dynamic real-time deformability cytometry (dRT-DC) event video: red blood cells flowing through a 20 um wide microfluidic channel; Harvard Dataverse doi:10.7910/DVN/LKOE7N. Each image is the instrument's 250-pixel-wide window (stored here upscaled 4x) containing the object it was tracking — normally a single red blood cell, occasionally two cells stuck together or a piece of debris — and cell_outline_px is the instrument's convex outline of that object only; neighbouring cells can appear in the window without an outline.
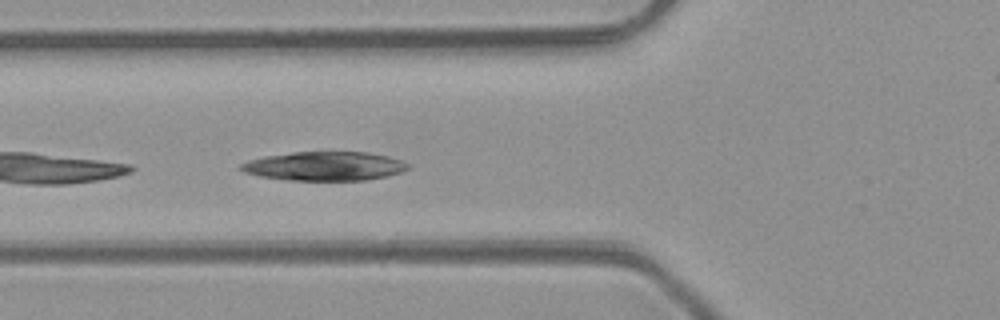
{"species": "common noctule bat (a hibernating species)", "species_latin": "Nyctalus noctula", "temperature_condition": "room temperature", "stored_images_in_passage": 6, "segment_of_instrument_passage": [1, 2], "camera_frame_rate_fps": 3000, "um_per_image_px": 0.085, "animal": {"sex": "male", "body_mass_g": 23.1, "forearm_length_mm": 52.7}, "frame": {"image": 1, "passage_image": 5, "time_ms": 4.667, "image_size_px": [1000, 320], "cell_outline_px": [[412, 168], [388, 176], [364, 180], [288, 180], [260, 176], [244, 172], [240, 168], [240, 164], [248, 160], [264, 156], [292, 152], [368, 152], [388, 156], [400, 160], [408, 164]], "centroid_in_image_um": [27.6, 14.12], "position_along_channel_um": 98.2, "area_um2": 28.21}}